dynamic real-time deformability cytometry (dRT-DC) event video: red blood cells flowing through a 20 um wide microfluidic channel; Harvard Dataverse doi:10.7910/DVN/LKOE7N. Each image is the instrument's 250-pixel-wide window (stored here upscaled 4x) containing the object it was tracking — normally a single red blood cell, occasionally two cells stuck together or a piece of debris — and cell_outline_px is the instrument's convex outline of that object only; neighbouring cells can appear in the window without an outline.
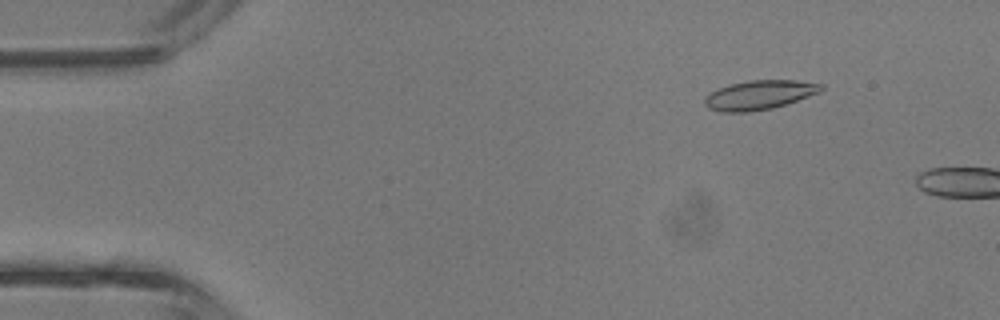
{"species": "common noctule bat (a hibernating species)", "species_latin": "Nyctalus noctula", "temperature_condition": "room temperature", "stored_images_in_passage": 2, "camera_frame_rate_fps": 3000, "um_per_image_px": 0.085, "animal": {"sex": "male", "body_mass_g": 13.3}, "frame": {"image": 1, "passage_image": 1, "time_ms": 0.0, "image_size_px": [1000, 320], "cell_outline_px": [[824, 88], [820, 92], [772, 108], [748, 112], [720, 112], [708, 108], [704, 104], [704, 96], [716, 88], [728, 84], [748, 80], [796, 80], [824, 84]], "centroid_in_image_um": [64.49, 8.06], "position_along_channel_um": 20.5, "area_um2": 20.0}}